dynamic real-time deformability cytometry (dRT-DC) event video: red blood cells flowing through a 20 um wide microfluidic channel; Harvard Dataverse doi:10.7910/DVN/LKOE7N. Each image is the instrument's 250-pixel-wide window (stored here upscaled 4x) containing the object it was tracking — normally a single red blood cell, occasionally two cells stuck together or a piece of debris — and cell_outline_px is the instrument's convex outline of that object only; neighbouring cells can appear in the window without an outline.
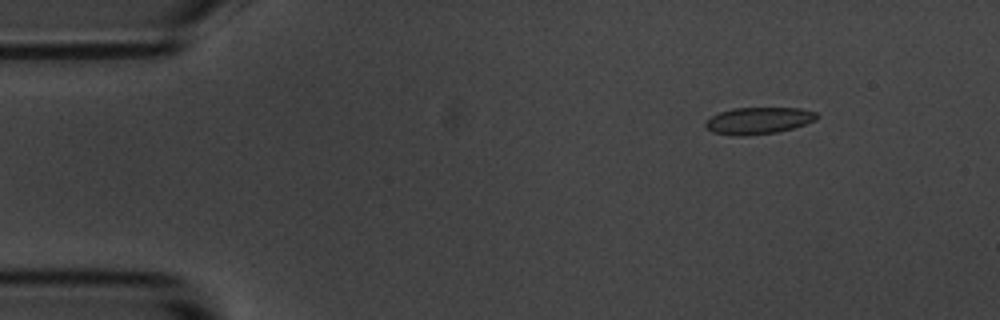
{"species": "common noctule bat (a hibernating species)", "species_latin": "Nyctalus noctula", "temperature_condition": "room temperature", "stored_images_in_passage": 7, "camera_frame_rate_fps": 3000, "um_per_image_px": 0.085, "animal": {"sex": "male", "body_mass_g": 20.1, "forearm_length_mm": 53.5}, "frame": {"image": 1, "passage_image": 2, "time_ms": 1.0, "image_size_px": [1000, 320], "cell_outline_px": [[820, 116], [816, 120], [792, 128], [776, 132], [712, 132], [704, 124], [712, 116], [720, 112], [732, 108], [800, 108], [816, 112]], "centroid_in_image_um": [64.58, 10.18], "position_along_channel_um": 20.4, "area_um2": 16.24}}
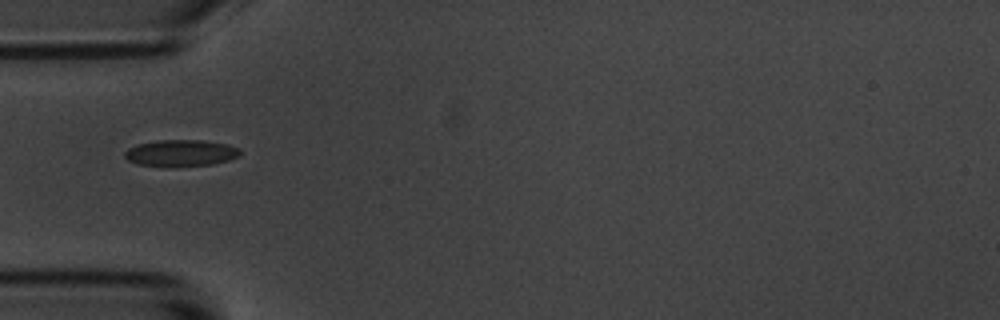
{"frame": {"image": 2, "passage_image": 5, "time_ms": 4.667, "image_size_px": [1000, 320], "cell_outline_px": [[240, 156], [228, 160], [212, 164], [176, 168], [136, 164], [128, 160], [124, 156], [124, 152], [128, 148], [136, 144], [156, 140], [200, 140], [224, 144], [240, 148]], "centroid_in_image_um": [15.32, 13.03], "position_along_channel_um": 69.7, "area_um2": 18.21}}
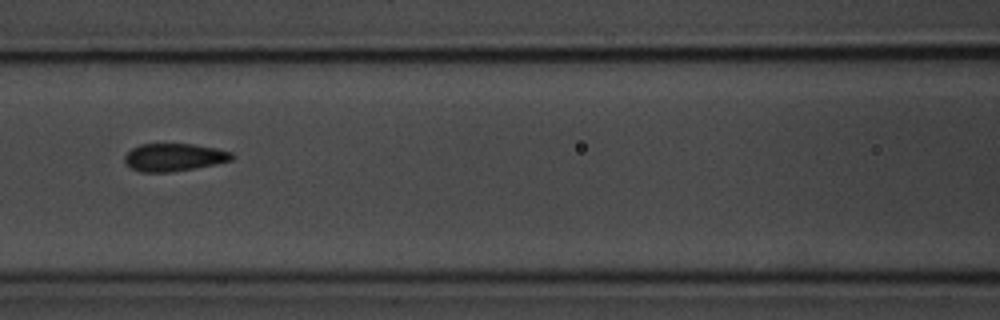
{"frame": {"image": 3, "passage_image": 7, "time_ms": 7.0, "image_size_px": [1000, 320], "cell_outline_px": [[236, 156], [232, 160], [216, 164], [172, 172], [140, 172], [132, 168], [124, 160], [124, 156], [132, 148], [140, 144], [192, 144], [216, 148], [232, 152]], "centroid_in_image_um": [14.82, 13.37], "position_along_channel_um": 151.8, "area_um2": 17.34}}